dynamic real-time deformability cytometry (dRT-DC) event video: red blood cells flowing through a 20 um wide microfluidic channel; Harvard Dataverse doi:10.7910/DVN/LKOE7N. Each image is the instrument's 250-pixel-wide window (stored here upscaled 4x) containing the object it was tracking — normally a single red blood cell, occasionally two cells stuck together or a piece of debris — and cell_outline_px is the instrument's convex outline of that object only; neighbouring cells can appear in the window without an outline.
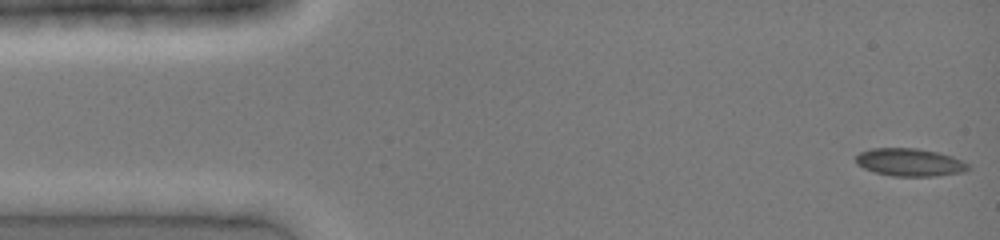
{"species": "common noctule bat (a hibernating species)", "species_latin": "Nyctalus noctula", "temperature_condition": "cold", "stored_images_in_passage": 21, "camera_frame_rate_fps": 3000, "um_per_image_px": 0.085, "animal": {"sex": "female", "body_mass_g": 19.0, "forearm_length_mm": 51.5}, "frame": {"image": 1, "passage_image": 1, "time_ms": 0.0, "image_size_px": [1000, 240], "cell_outline_px": [[968, 168], [964, 172], [936, 176], [892, 176], [876, 172], [864, 168], [856, 164], [856, 156], [860, 152], [872, 148], [916, 148], [936, 152], [952, 156], [968, 164]], "centroid_in_image_um": [77.31, 13.8], "position_along_channel_um": 7.7, "area_um2": 18.03}}
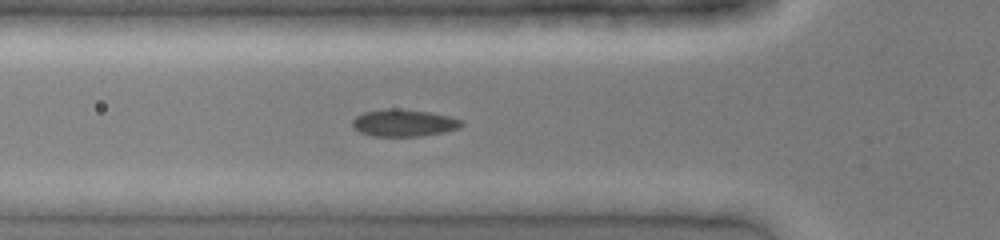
{"frame": {"image": 2, "passage_image": 14, "time_ms": 4.333, "image_size_px": [1000, 240], "cell_outline_px": [[464, 124], [460, 128], [444, 132], [420, 136], [372, 136], [360, 132], [352, 128], [352, 120], [356, 116], [364, 112], [384, 108], [396, 108], [432, 112], [464, 120]], "centroid_in_image_um": [34.33, 10.44], "position_along_channel_um": 91.5, "area_um2": 17.51}}
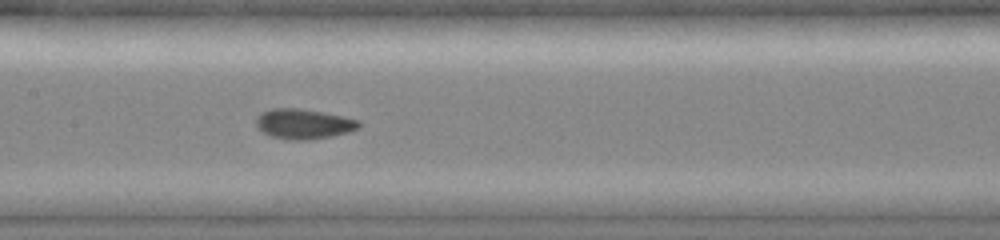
{"frame": {"image": 3, "passage_image": 20, "time_ms": 6.333, "image_size_px": [1000, 240], "cell_outline_px": [[360, 128], [348, 132], [332, 136], [308, 140], [292, 140], [272, 136], [256, 128], [256, 116], [272, 108], [296, 108], [320, 112], [360, 120]], "centroid_in_image_um": [25.8, 10.54], "position_along_channel_um": 181.6, "area_um2": 17.8}}